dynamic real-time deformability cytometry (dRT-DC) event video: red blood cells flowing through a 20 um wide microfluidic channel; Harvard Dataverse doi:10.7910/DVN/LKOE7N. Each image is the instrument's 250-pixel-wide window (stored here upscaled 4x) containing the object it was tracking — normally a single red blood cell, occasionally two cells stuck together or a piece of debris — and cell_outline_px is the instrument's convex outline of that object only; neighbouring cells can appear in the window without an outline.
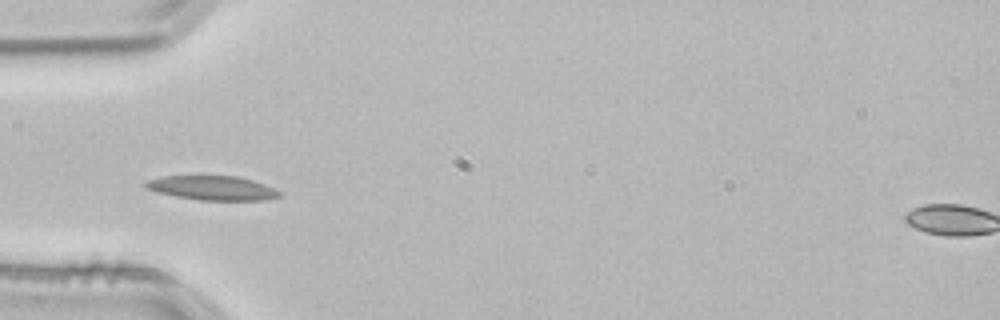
{"species": "common noctule bat (a hibernating species)", "species_latin": "Nyctalus noctula", "temperature_condition": "room temperature", "stored_images_in_passage": 3, "camera_frame_rate_fps": 3000, "um_per_image_px": 0.085, "animal": {"sex": "male", "body_mass_g": 21.5, "forearm_length_mm": 52.0}, "frame": {"image": 1, "passage_image": 2, "time_ms": 0.333, "image_size_px": [1000, 320], "cell_outline_px": [[284, 196], [264, 200], [200, 200], [176, 196], [156, 192], [148, 188], [144, 184], [148, 180], [164, 176], [236, 176], [252, 180], [264, 184], [284, 192]], "centroid_in_image_um": [18.13, 15.98], "position_along_channel_um": 66.9, "area_um2": 18.9}}